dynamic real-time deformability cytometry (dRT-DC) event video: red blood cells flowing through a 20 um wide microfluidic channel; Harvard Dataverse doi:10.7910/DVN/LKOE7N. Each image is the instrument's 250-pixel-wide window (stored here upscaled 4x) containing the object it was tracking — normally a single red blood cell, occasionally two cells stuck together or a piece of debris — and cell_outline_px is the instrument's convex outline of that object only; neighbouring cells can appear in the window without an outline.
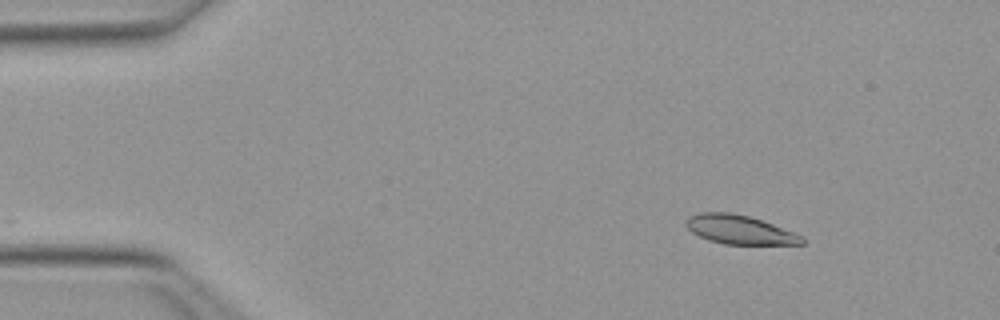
{"species": "Egyptian fruit bat (a non-hibernating species)", "species_latin": "Rousettus aegyptiacus", "temperature_condition": "warm", "stored_images_in_passage": 45, "camera_frame_rate_fps": 3000, "um_per_image_px": 0.085, "animal": {"sex": "female"}, "frame": {"image": 1, "passage_image": 1, "time_ms": 0.0, "image_size_px": [1000, 320], "cell_outline_px": [[804, 244], [724, 244], [708, 240], [692, 232], [684, 224], [688, 216], [700, 212], [728, 212], [748, 216], [772, 224], [804, 236]], "centroid_in_image_um": [62.84, 19.52], "position_along_channel_um": 22.2, "area_um2": 19.42}}
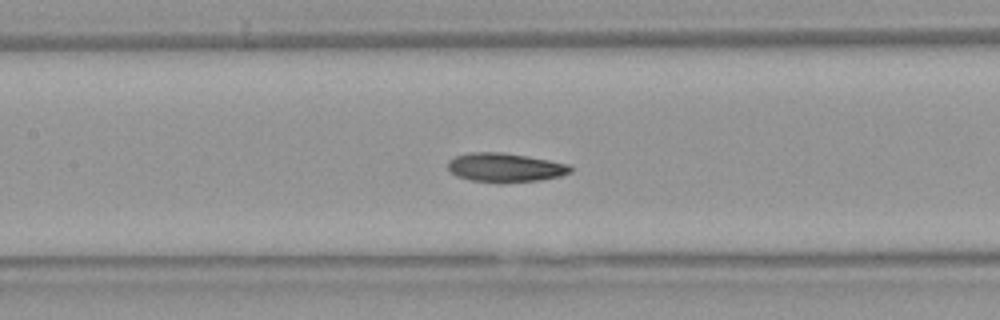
{"frame": {"image": 2, "passage_image": 18, "time_ms": 5.667, "image_size_px": [1000, 320], "cell_outline_px": [[572, 172], [560, 176], [540, 180], [500, 184], [496, 184], [472, 180], [456, 176], [448, 168], [448, 160], [456, 156], [468, 152], [504, 152], [528, 156], [572, 164]], "centroid_in_image_um": [42.96, 14.25], "position_along_channel_um": 164.4, "area_um2": 21.21}}
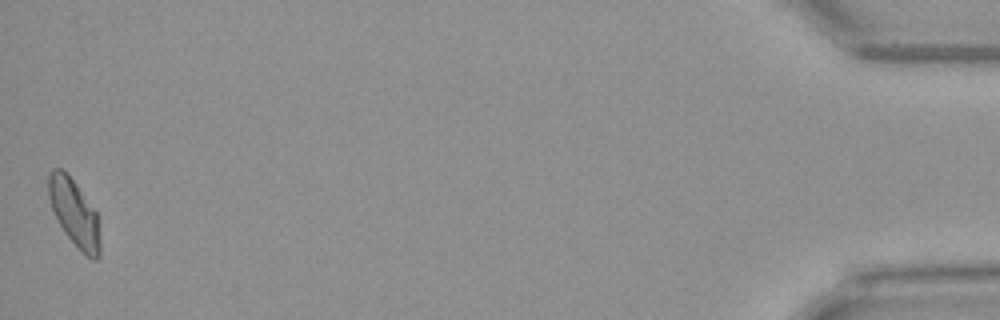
{"frame": {"image": 3, "passage_image": 45, "time_ms": 14.667, "image_size_px": [1000, 320], "cell_outline_px": [[100, 256], [96, 260], [92, 260], [84, 256], [64, 232], [52, 208], [48, 196], [48, 172], [52, 168], [64, 168], [68, 172], [96, 212], [100, 240]], "centroid_in_image_um": [6.31, 18.09], "position_along_channel_um": 428.9, "area_um2": 20.29}, "authors_computed_cell_mechanics": {"area_um2": 20.6346, "velocity_mm_per_s": 4.0063, "shape_relaxation_time_tau1_ms": 6.7409, "shape_relaxation_time_tau2_ms": 2.8687, "deformation_change_tau1": 0.1553, "deformation_change_tau2": 0.0821}}